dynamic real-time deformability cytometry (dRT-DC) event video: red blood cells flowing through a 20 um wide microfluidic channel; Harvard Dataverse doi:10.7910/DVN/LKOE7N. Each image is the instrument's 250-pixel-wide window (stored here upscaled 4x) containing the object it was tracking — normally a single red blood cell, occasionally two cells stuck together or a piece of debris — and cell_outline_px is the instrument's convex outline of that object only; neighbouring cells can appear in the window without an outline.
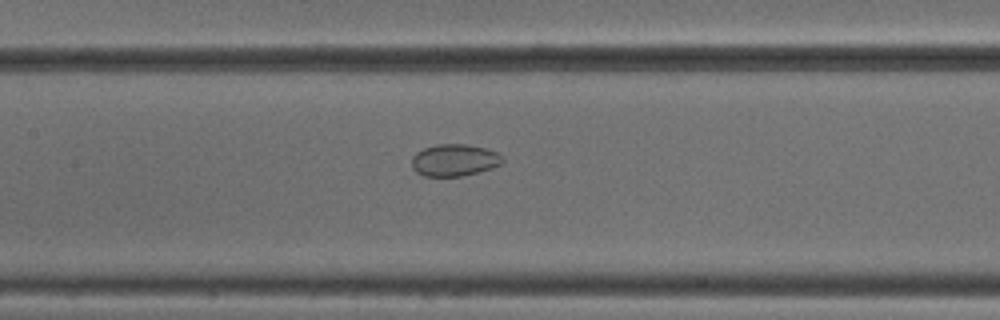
{"species": "common noctule bat (a hibernating species)", "species_latin": "Nyctalus noctula", "temperature_condition": "cold", "stored_images_in_passage": 45, "camera_frame_rate_fps": 3000, "um_per_image_px": 0.085, "animal": {"sex": "male", "body_mass_g": 18.8}, "frame": {"image": 1, "passage_image": 18, "time_ms": 5.667, "image_size_px": [1000, 320], "cell_outline_px": [[504, 160], [500, 164], [492, 168], [460, 176], [424, 176], [416, 172], [412, 168], [412, 156], [416, 152], [424, 148], [436, 144], [468, 144], [484, 148], [496, 152], [504, 156]], "centroid_in_image_um": [38.61, 13.6], "position_along_channel_um": 168.8, "area_um2": 16.94}}
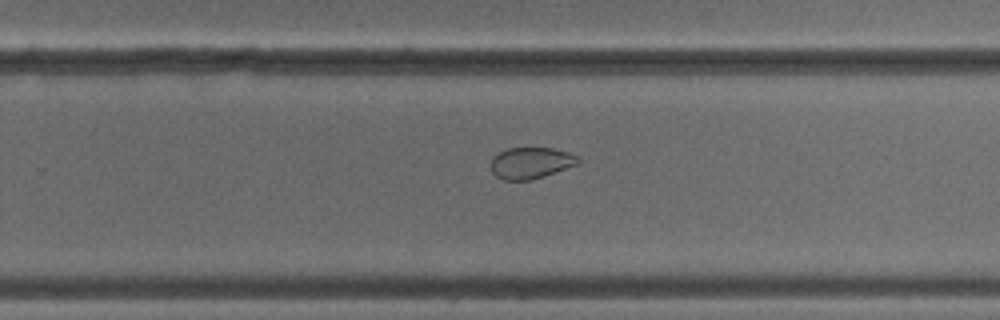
{"frame": {"image": 2, "passage_image": 27, "time_ms": 8.667, "image_size_px": [1000, 320], "cell_outline_px": [[580, 160], [576, 164], [544, 176], [528, 180], [504, 180], [496, 176], [492, 172], [492, 156], [508, 148], [552, 148], [568, 152], [576, 156]], "centroid_in_image_um": [45.09, 13.84], "position_along_channel_um": 284.7, "area_um2": 15.66}}
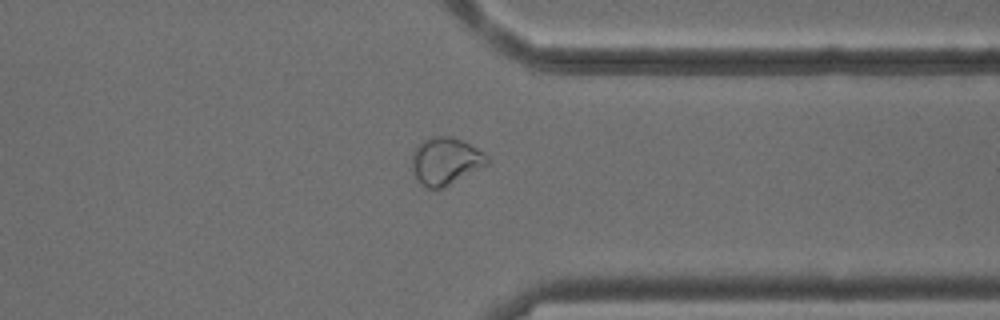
{"frame": {"image": 3, "passage_image": 34, "time_ms": 11.0, "image_size_px": [1000, 320], "cell_outline_px": [[488, 164], [444, 188], [428, 188], [420, 184], [416, 180], [412, 168], [412, 152], [416, 144], [432, 136], [452, 136], [464, 140], [484, 152], [488, 156]], "centroid_in_image_um": [37.86, 13.68], "position_along_channel_um": 373.5, "area_um2": 21.1}, "authors_computed_cell_mechanics": {"area_um2": 21.4438, "velocity_mm_per_s": 3.8817, "shape_relaxation_time_tau1_ms": null, "shape_relaxation_time_tau2_ms": 2.1347, "deformation_change_tau1": null, "deformation_change_tau2": 0.0534}}